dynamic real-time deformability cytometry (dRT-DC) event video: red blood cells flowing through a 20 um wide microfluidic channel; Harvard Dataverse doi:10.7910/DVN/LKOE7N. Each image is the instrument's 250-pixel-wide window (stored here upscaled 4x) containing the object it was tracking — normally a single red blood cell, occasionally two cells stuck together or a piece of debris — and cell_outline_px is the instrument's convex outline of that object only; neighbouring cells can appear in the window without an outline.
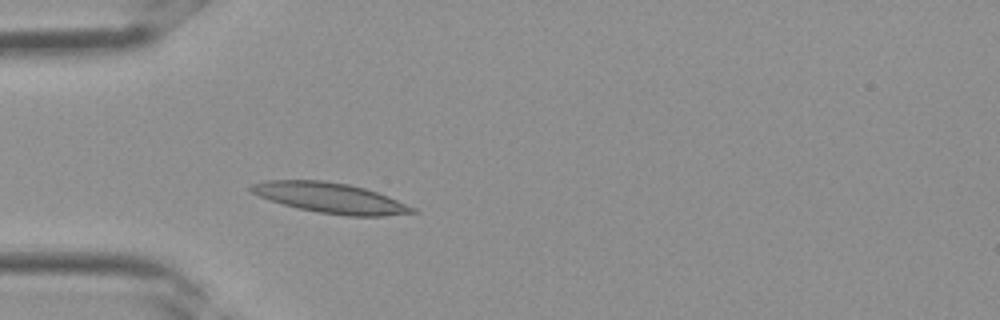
{"species": "Egyptian fruit bat (a non-hibernating species)", "species_latin": "Rousettus aegyptiacus", "temperature_condition": "room temperature", "stored_images_in_passage": 3, "camera_frame_rate_fps": 3000, "um_per_image_px": 0.085, "frame": {"image": 1, "passage_image": 3, "time_ms": 0.667, "image_size_px": [1000, 320], "cell_outline_px": [[420, 212], [384, 216], [348, 216], [320, 212], [300, 208], [284, 204], [260, 196], [252, 192], [248, 188], [252, 184], [268, 180], [320, 180], [348, 184], [364, 188], [388, 196], [416, 208]], "centroid_in_image_um": [28.13, 16.82], "position_along_channel_um": 56.9, "area_um2": 28.09}}